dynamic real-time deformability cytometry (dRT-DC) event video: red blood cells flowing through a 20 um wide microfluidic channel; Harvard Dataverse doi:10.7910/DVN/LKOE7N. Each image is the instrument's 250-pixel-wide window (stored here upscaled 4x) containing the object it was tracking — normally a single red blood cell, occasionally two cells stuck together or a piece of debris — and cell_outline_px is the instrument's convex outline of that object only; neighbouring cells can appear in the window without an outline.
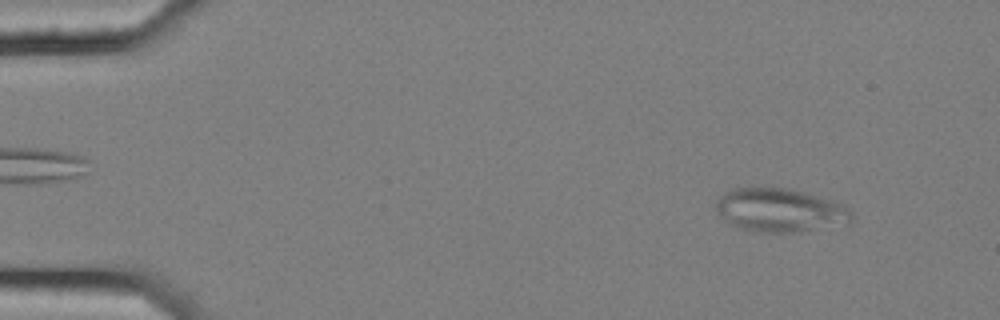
{"species": "common noctule bat (a hibernating species)", "species_latin": "Nyctalus noctula", "temperature_condition": "cold", "stored_images_in_passage": 3, "camera_frame_rate_fps": 3000, "um_per_image_px": 0.085, "animal": {"sex": "female", "body_mass_g": 25.1}, "frame": {"image": 1, "passage_image": 1, "time_ms": 0.0, "image_size_px": [1000, 320], "cell_outline_px": [[856, 216], [852, 224], [792, 232], [760, 232], [736, 228], [728, 224], [724, 220], [716, 208], [716, 200], [720, 196], [732, 188], [784, 188], [804, 192], [836, 200], [844, 204]], "centroid_in_image_um": [66.37, 17.88], "position_along_channel_um": 18.6, "area_um2": 34.91}}